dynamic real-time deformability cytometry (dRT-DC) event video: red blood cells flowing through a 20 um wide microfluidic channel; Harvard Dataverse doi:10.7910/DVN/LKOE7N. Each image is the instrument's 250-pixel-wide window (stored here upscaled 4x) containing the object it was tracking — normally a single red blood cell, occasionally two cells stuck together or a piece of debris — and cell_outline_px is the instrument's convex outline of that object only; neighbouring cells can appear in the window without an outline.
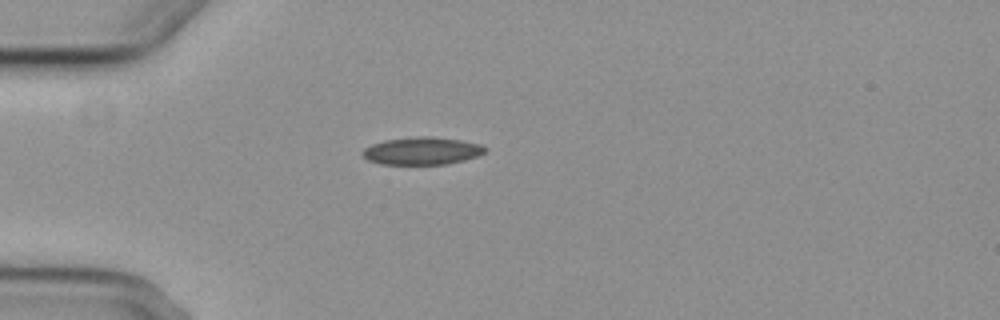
{"species": "common noctule bat (a hibernating species)", "species_latin": "Nyctalus noctula", "temperature_condition": "cold", "stored_images_in_passage": 1, "camera_frame_rate_fps": 3000, "um_per_image_px": 0.085, "animal": {"sex": "female", "body_mass_g": 29.2, "forearm_length_mm": 56.3}, "frame": {"image": 1, "passage_image": 1, "time_ms": 0.0, "image_size_px": [1000, 320], "cell_outline_px": [[488, 148], [484, 152], [476, 156], [464, 160], [444, 164], [380, 164], [368, 160], [364, 156], [364, 148], [372, 144], [384, 140], [420, 136], [428, 136], [460, 140], [480, 144]], "centroid_in_image_um": [35.87, 12.82], "position_along_channel_um": 49.1, "area_um2": 19.42}}